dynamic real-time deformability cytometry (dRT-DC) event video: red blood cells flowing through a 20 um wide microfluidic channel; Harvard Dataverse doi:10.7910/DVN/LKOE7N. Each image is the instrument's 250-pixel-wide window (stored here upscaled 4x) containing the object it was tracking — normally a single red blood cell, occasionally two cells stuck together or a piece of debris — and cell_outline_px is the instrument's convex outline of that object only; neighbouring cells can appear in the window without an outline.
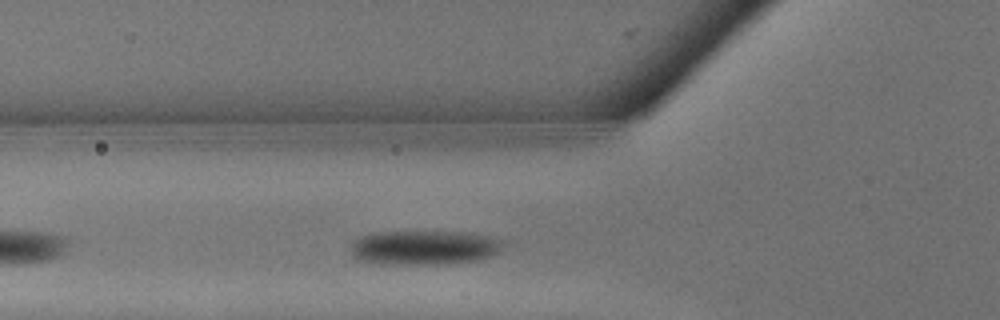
{"species": "common noctule bat (a hibernating species)", "species_latin": "Nyctalus noctula", "temperature_condition": "warm", "stored_images_in_passage": 9, "camera_frame_rate_fps": 3000, "um_per_image_px": 0.085, "animal": {"sex": "male", "body_mass_g": 13.3}, "frame": {"image": 1, "passage_image": 7, "time_ms": 2.0, "image_size_px": [1000, 320], "cell_outline_px": [[508, 240], [504, 248], [492, 256], [476, 260], [448, 264], [400, 264], [356, 260], [352, 256], [352, 244], [360, 236], [376, 232], [464, 232], [488, 236]], "centroid_in_image_um": [36.15, 21.04], "position_along_channel_um": 89.7, "area_um2": 30.63}}
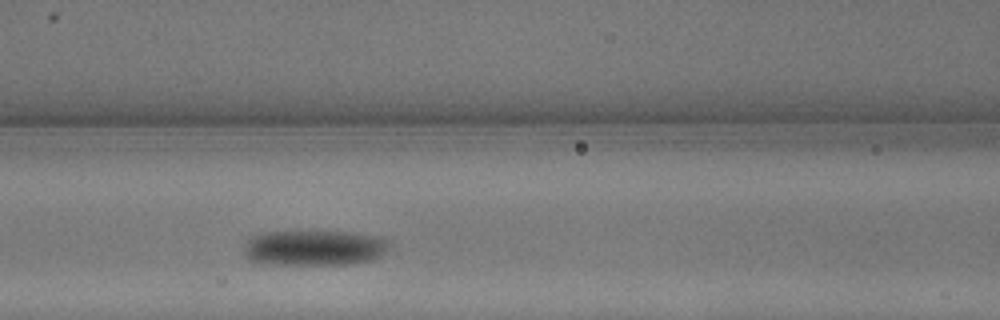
{"frame": {"image": 2, "passage_image": 9, "time_ms": 2.667, "image_size_px": [1000, 320], "cell_outline_px": [[392, 244], [380, 256], [372, 260], [352, 264], [260, 264], [248, 260], [244, 252], [244, 244], [252, 236], [260, 232], [312, 228], [352, 232], [376, 236], [392, 240]], "centroid_in_image_um": [26.69, 21.01], "position_along_channel_um": 139.9, "area_um2": 31.67}}